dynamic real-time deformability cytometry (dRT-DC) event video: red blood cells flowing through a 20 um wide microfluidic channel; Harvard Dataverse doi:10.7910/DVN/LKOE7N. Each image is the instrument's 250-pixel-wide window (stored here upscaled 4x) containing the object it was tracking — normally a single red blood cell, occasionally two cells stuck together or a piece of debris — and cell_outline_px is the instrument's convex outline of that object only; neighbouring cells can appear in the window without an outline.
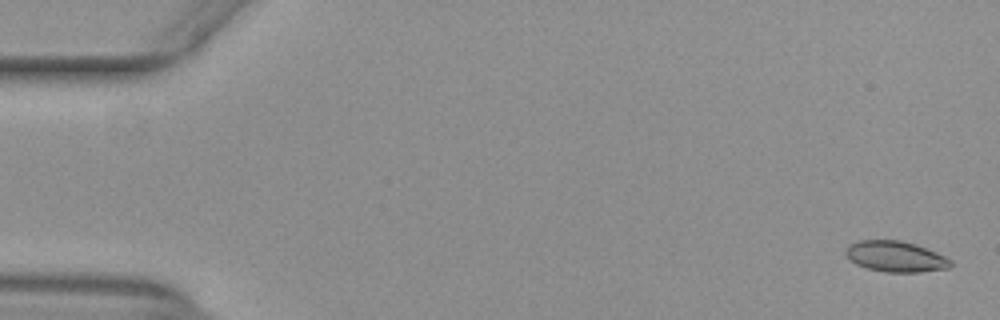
{"species": "common noctule bat (a hibernating species)", "species_latin": "Nyctalus noctula", "temperature_condition": "warm", "stored_images_in_passage": 18, "camera_frame_rate_fps": 3000, "um_per_image_px": 0.085, "animal": {"sex": "female", "body_mass_g": 29.2, "forearm_length_mm": 56.3}, "frame": {"image": 1, "passage_image": 2, "time_ms": 0.333, "image_size_px": [1000, 320], "cell_outline_px": [[952, 264], [948, 268], [920, 272], [884, 272], [868, 268], [856, 264], [844, 252], [844, 248], [848, 244], [856, 240], [900, 240], [916, 244], [936, 252], [952, 260]], "centroid_in_image_um": [76.1, 21.79], "position_along_channel_um": 8.9, "area_um2": 18.9}}